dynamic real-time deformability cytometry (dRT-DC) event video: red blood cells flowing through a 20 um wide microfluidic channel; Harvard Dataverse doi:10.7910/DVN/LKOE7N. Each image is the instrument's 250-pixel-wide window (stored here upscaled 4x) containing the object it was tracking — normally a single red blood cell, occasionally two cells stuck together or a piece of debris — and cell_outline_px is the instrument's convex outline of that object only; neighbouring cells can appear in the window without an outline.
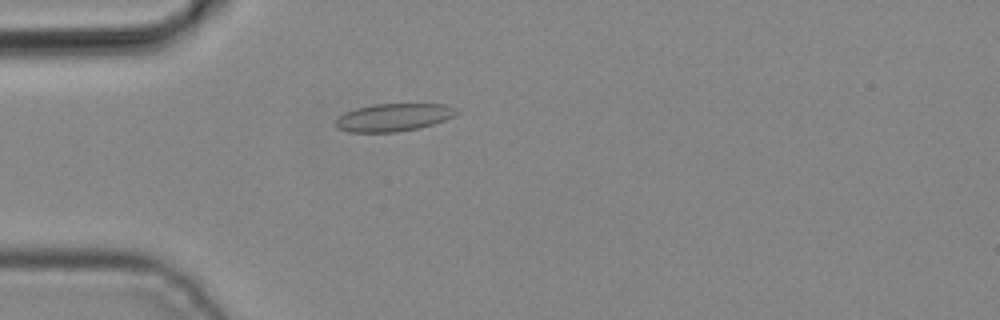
{"species": "common noctule bat (a hibernating species)", "species_latin": "Nyctalus noctula", "temperature_condition": "cold", "stored_images_in_passage": 4, "camera_frame_rate_fps": 3000, "um_per_image_px": 0.085, "animal": {"sex": "male", "body_mass_g": 19.2, "forearm_length_mm": 51.8}, "frame": {"image": 1, "passage_image": 4, "time_ms": 1.0, "image_size_px": [1000, 320], "cell_outline_px": [[460, 112], [444, 120], [420, 128], [396, 132], [348, 132], [336, 128], [332, 124], [344, 112], [356, 108], [372, 104], [444, 104], [456, 108]], "centroid_in_image_um": [33.4, 9.98], "position_along_channel_um": 51.6, "area_um2": 19.65}}